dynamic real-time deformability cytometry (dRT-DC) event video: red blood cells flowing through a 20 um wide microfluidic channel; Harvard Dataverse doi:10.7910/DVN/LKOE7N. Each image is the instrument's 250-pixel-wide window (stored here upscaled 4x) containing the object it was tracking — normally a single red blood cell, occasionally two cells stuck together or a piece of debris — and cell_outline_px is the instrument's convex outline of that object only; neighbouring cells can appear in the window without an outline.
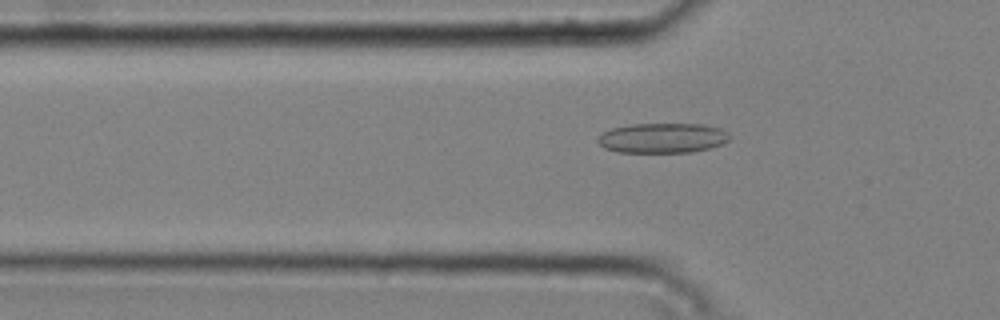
{"species": "common noctule bat (a hibernating species)", "species_latin": "Nyctalus noctula", "temperature_condition": "cold", "stored_images_in_passage": 48, "camera_frame_rate_fps": 3000, "um_per_image_px": 0.085, "animal": {"sex": "male", "body_mass_g": 20.4}, "frame": {"image": 1, "passage_image": 17, "time_ms": 5.333, "image_size_px": [1000, 320], "cell_outline_px": [[732, 136], [724, 144], [692, 152], [620, 152], [604, 148], [596, 140], [604, 132], [612, 128], [632, 124], [704, 124], [720, 128], [728, 132]], "centroid_in_image_um": [56.36, 11.73], "position_along_channel_um": 69.4, "area_um2": 23.0}}
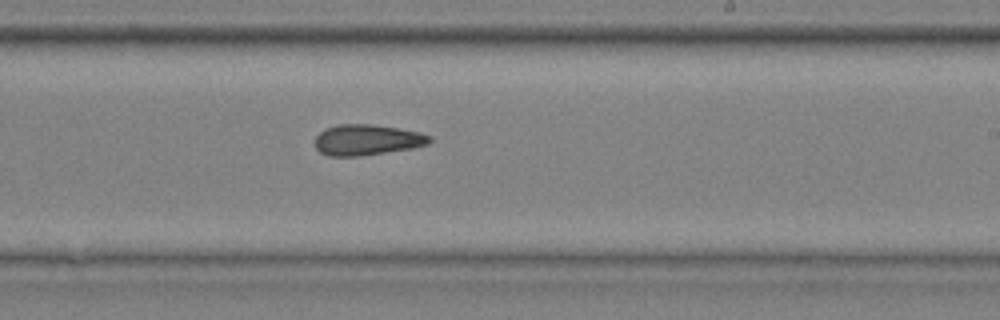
{"frame": {"image": 2, "passage_image": 32, "time_ms": 10.333, "image_size_px": [1000, 320], "cell_outline_px": [[432, 140], [428, 144], [416, 148], [360, 156], [328, 156], [320, 152], [316, 148], [316, 136], [324, 128], [336, 124], [372, 124], [400, 128], [420, 132], [432, 136]], "centroid_in_image_um": [31.23, 11.88], "position_along_channel_um": 257.8, "area_um2": 20.87}}
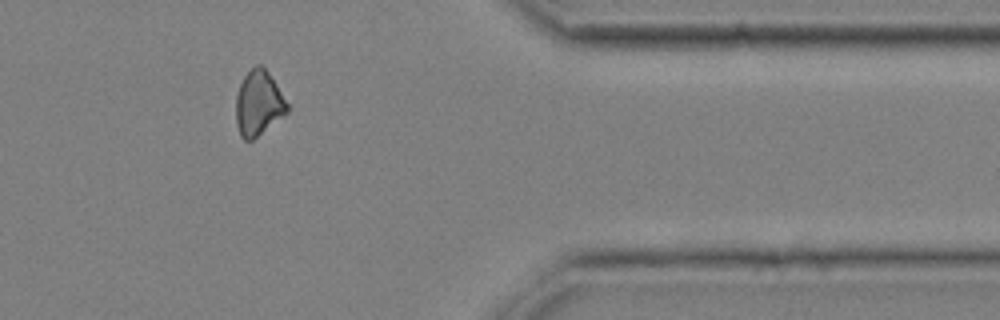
{"frame": {"image": 3, "passage_image": 44, "time_ms": 14.333, "image_size_px": [1000, 320], "cell_outline_px": [[292, 108], [288, 112], [252, 140], [244, 140], [240, 136], [236, 124], [236, 96], [240, 84], [244, 76], [256, 64], [264, 64]], "centroid_in_image_um": [22.0, 8.75], "position_along_channel_um": 389.4, "area_um2": 19.71}, "authors_computed_cell_mechanics": {"area_um2": 20.9525, "velocity_mm_per_s": 3.7744, "shape_relaxation_time_tau1_ms": null, "shape_relaxation_time_tau2_ms": 7.9443, "deformation_change_tau1": null, "deformation_change_tau2": 0.185}}